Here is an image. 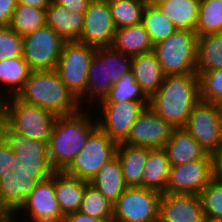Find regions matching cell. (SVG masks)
Masks as SVG:
<instances>
[{"instance_id":"obj_1","label":"cell","mask_w":222,"mask_h":222,"mask_svg":"<svg viewBox=\"0 0 222 222\" xmlns=\"http://www.w3.org/2000/svg\"><path fill=\"white\" fill-rule=\"evenodd\" d=\"M89 110L57 116L48 142L49 161L55 171H64L99 127L97 118L93 119L96 112Z\"/></svg>"},{"instance_id":"obj_2","label":"cell","mask_w":222,"mask_h":222,"mask_svg":"<svg viewBox=\"0 0 222 222\" xmlns=\"http://www.w3.org/2000/svg\"><path fill=\"white\" fill-rule=\"evenodd\" d=\"M200 101L199 76H165L157 92L149 98V107L173 128L185 127L192 109Z\"/></svg>"},{"instance_id":"obj_3","label":"cell","mask_w":222,"mask_h":222,"mask_svg":"<svg viewBox=\"0 0 222 222\" xmlns=\"http://www.w3.org/2000/svg\"><path fill=\"white\" fill-rule=\"evenodd\" d=\"M17 97L57 116L74 114L82 108L55 69L32 70Z\"/></svg>"},{"instance_id":"obj_4","label":"cell","mask_w":222,"mask_h":222,"mask_svg":"<svg viewBox=\"0 0 222 222\" xmlns=\"http://www.w3.org/2000/svg\"><path fill=\"white\" fill-rule=\"evenodd\" d=\"M54 172L52 166L22 165L9 148V167L0 177V215L15 214L36 184L51 177Z\"/></svg>"},{"instance_id":"obj_5","label":"cell","mask_w":222,"mask_h":222,"mask_svg":"<svg viewBox=\"0 0 222 222\" xmlns=\"http://www.w3.org/2000/svg\"><path fill=\"white\" fill-rule=\"evenodd\" d=\"M57 115L17 96L2 100V120L14 131L33 140L48 141Z\"/></svg>"},{"instance_id":"obj_6","label":"cell","mask_w":222,"mask_h":222,"mask_svg":"<svg viewBox=\"0 0 222 222\" xmlns=\"http://www.w3.org/2000/svg\"><path fill=\"white\" fill-rule=\"evenodd\" d=\"M197 41L195 32L177 29L153 46L165 76L196 74Z\"/></svg>"},{"instance_id":"obj_7","label":"cell","mask_w":222,"mask_h":222,"mask_svg":"<svg viewBox=\"0 0 222 222\" xmlns=\"http://www.w3.org/2000/svg\"><path fill=\"white\" fill-rule=\"evenodd\" d=\"M96 48L79 41H65L56 65L61 81L79 101L85 105L89 66Z\"/></svg>"},{"instance_id":"obj_8","label":"cell","mask_w":222,"mask_h":222,"mask_svg":"<svg viewBox=\"0 0 222 222\" xmlns=\"http://www.w3.org/2000/svg\"><path fill=\"white\" fill-rule=\"evenodd\" d=\"M161 193L144 187H127L113 204L112 222H159Z\"/></svg>"},{"instance_id":"obj_9","label":"cell","mask_w":222,"mask_h":222,"mask_svg":"<svg viewBox=\"0 0 222 222\" xmlns=\"http://www.w3.org/2000/svg\"><path fill=\"white\" fill-rule=\"evenodd\" d=\"M118 143L98 127L90 136L80 153L64 170L68 175L90 181L100 168L116 156Z\"/></svg>"},{"instance_id":"obj_10","label":"cell","mask_w":222,"mask_h":222,"mask_svg":"<svg viewBox=\"0 0 222 222\" xmlns=\"http://www.w3.org/2000/svg\"><path fill=\"white\" fill-rule=\"evenodd\" d=\"M94 111L99 127L117 143L123 142L139 115L149 106V101L99 102ZM98 108V109H97Z\"/></svg>"},{"instance_id":"obj_11","label":"cell","mask_w":222,"mask_h":222,"mask_svg":"<svg viewBox=\"0 0 222 222\" xmlns=\"http://www.w3.org/2000/svg\"><path fill=\"white\" fill-rule=\"evenodd\" d=\"M65 40L44 25L23 37V57L32 70L56 68Z\"/></svg>"},{"instance_id":"obj_12","label":"cell","mask_w":222,"mask_h":222,"mask_svg":"<svg viewBox=\"0 0 222 222\" xmlns=\"http://www.w3.org/2000/svg\"><path fill=\"white\" fill-rule=\"evenodd\" d=\"M14 215L27 222L63 221L65 215L55 196V172L51 177L36 184L27 200Z\"/></svg>"},{"instance_id":"obj_13","label":"cell","mask_w":222,"mask_h":222,"mask_svg":"<svg viewBox=\"0 0 222 222\" xmlns=\"http://www.w3.org/2000/svg\"><path fill=\"white\" fill-rule=\"evenodd\" d=\"M220 112V104L200 100L184 127L209 154L222 144Z\"/></svg>"},{"instance_id":"obj_14","label":"cell","mask_w":222,"mask_h":222,"mask_svg":"<svg viewBox=\"0 0 222 222\" xmlns=\"http://www.w3.org/2000/svg\"><path fill=\"white\" fill-rule=\"evenodd\" d=\"M116 30L108 2L92 0L84 13V26L78 41L94 48L109 47Z\"/></svg>"},{"instance_id":"obj_15","label":"cell","mask_w":222,"mask_h":222,"mask_svg":"<svg viewBox=\"0 0 222 222\" xmlns=\"http://www.w3.org/2000/svg\"><path fill=\"white\" fill-rule=\"evenodd\" d=\"M212 179V160H197L171 166L166 192L200 195Z\"/></svg>"},{"instance_id":"obj_16","label":"cell","mask_w":222,"mask_h":222,"mask_svg":"<svg viewBox=\"0 0 222 222\" xmlns=\"http://www.w3.org/2000/svg\"><path fill=\"white\" fill-rule=\"evenodd\" d=\"M172 130L173 127L148 106L134 122L122 143L150 149L164 148Z\"/></svg>"},{"instance_id":"obj_17","label":"cell","mask_w":222,"mask_h":222,"mask_svg":"<svg viewBox=\"0 0 222 222\" xmlns=\"http://www.w3.org/2000/svg\"><path fill=\"white\" fill-rule=\"evenodd\" d=\"M0 135L22 165L51 166L48 141L27 138L11 129L3 120L0 122Z\"/></svg>"},{"instance_id":"obj_18","label":"cell","mask_w":222,"mask_h":222,"mask_svg":"<svg viewBox=\"0 0 222 222\" xmlns=\"http://www.w3.org/2000/svg\"><path fill=\"white\" fill-rule=\"evenodd\" d=\"M200 195L162 193L159 222H203Z\"/></svg>"},{"instance_id":"obj_19","label":"cell","mask_w":222,"mask_h":222,"mask_svg":"<svg viewBox=\"0 0 222 222\" xmlns=\"http://www.w3.org/2000/svg\"><path fill=\"white\" fill-rule=\"evenodd\" d=\"M171 166L197 160H212L211 154L184 128H173L170 139L164 146Z\"/></svg>"},{"instance_id":"obj_20","label":"cell","mask_w":222,"mask_h":222,"mask_svg":"<svg viewBox=\"0 0 222 222\" xmlns=\"http://www.w3.org/2000/svg\"><path fill=\"white\" fill-rule=\"evenodd\" d=\"M46 25L51 27L65 41H78L84 26V13L54 4L45 9Z\"/></svg>"},{"instance_id":"obj_21","label":"cell","mask_w":222,"mask_h":222,"mask_svg":"<svg viewBox=\"0 0 222 222\" xmlns=\"http://www.w3.org/2000/svg\"><path fill=\"white\" fill-rule=\"evenodd\" d=\"M131 71L136 82L149 98L157 92L165 78V74L153 51L134 56Z\"/></svg>"},{"instance_id":"obj_22","label":"cell","mask_w":222,"mask_h":222,"mask_svg":"<svg viewBox=\"0 0 222 222\" xmlns=\"http://www.w3.org/2000/svg\"><path fill=\"white\" fill-rule=\"evenodd\" d=\"M90 182L55 171V196L64 215L79 210L86 186Z\"/></svg>"},{"instance_id":"obj_23","label":"cell","mask_w":222,"mask_h":222,"mask_svg":"<svg viewBox=\"0 0 222 222\" xmlns=\"http://www.w3.org/2000/svg\"><path fill=\"white\" fill-rule=\"evenodd\" d=\"M125 185L127 187H142V173L148 159V148L118 143L116 150Z\"/></svg>"},{"instance_id":"obj_24","label":"cell","mask_w":222,"mask_h":222,"mask_svg":"<svg viewBox=\"0 0 222 222\" xmlns=\"http://www.w3.org/2000/svg\"><path fill=\"white\" fill-rule=\"evenodd\" d=\"M31 72L24 57L0 60V99L17 96Z\"/></svg>"},{"instance_id":"obj_25","label":"cell","mask_w":222,"mask_h":222,"mask_svg":"<svg viewBox=\"0 0 222 222\" xmlns=\"http://www.w3.org/2000/svg\"><path fill=\"white\" fill-rule=\"evenodd\" d=\"M111 87L112 83L108 80L106 59L96 50L90 61L85 90V106L83 108L91 109L93 106L95 107L101 100L105 99Z\"/></svg>"},{"instance_id":"obj_26","label":"cell","mask_w":222,"mask_h":222,"mask_svg":"<svg viewBox=\"0 0 222 222\" xmlns=\"http://www.w3.org/2000/svg\"><path fill=\"white\" fill-rule=\"evenodd\" d=\"M170 168L164 148H148V159L142 173V187L165 193Z\"/></svg>"},{"instance_id":"obj_27","label":"cell","mask_w":222,"mask_h":222,"mask_svg":"<svg viewBox=\"0 0 222 222\" xmlns=\"http://www.w3.org/2000/svg\"><path fill=\"white\" fill-rule=\"evenodd\" d=\"M89 182L113 204L127 188L117 156L104 164Z\"/></svg>"},{"instance_id":"obj_28","label":"cell","mask_w":222,"mask_h":222,"mask_svg":"<svg viewBox=\"0 0 222 222\" xmlns=\"http://www.w3.org/2000/svg\"><path fill=\"white\" fill-rule=\"evenodd\" d=\"M112 47L132 57L153 51V44L142 23L117 29Z\"/></svg>"},{"instance_id":"obj_29","label":"cell","mask_w":222,"mask_h":222,"mask_svg":"<svg viewBox=\"0 0 222 222\" xmlns=\"http://www.w3.org/2000/svg\"><path fill=\"white\" fill-rule=\"evenodd\" d=\"M200 0H168L157 7L177 29L195 32Z\"/></svg>"},{"instance_id":"obj_30","label":"cell","mask_w":222,"mask_h":222,"mask_svg":"<svg viewBox=\"0 0 222 222\" xmlns=\"http://www.w3.org/2000/svg\"><path fill=\"white\" fill-rule=\"evenodd\" d=\"M222 68V32L198 37L196 71Z\"/></svg>"},{"instance_id":"obj_31","label":"cell","mask_w":222,"mask_h":222,"mask_svg":"<svg viewBox=\"0 0 222 222\" xmlns=\"http://www.w3.org/2000/svg\"><path fill=\"white\" fill-rule=\"evenodd\" d=\"M141 23L148 32L153 46L177 30L157 6H145Z\"/></svg>"},{"instance_id":"obj_32","label":"cell","mask_w":222,"mask_h":222,"mask_svg":"<svg viewBox=\"0 0 222 222\" xmlns=\"http://www.w3.org/2000/svg\"><path fill=\"white\" fill-rule=\"evenodd\" d=\"M222 32V0H200L195 33L198 37Z\"/></svg>"},{"instance_id":"obj_33","label":"cell","mask_w":222,"mask_h":222,"mask_svg":"<svg viewBox=\"0 0 222 222\" xmlns=\"http://www.w3.org/2000/svg\"><path fill=\"white\" fill-rule=\"evenodd\" d=\"M108 4L116 29L142 22L145 5L141 0H110Z\"/></svg>"},{"instance_id":"obj_34","label":"cell","mask_w":222,"mask_h":222,"mask_svg":"<svg viewBox=\"0 0 222 222\" xmlns=\"http://www.w3.org/2000/svg\"><path fill=\"white\" fill-rule=\"evenodd\" d=\"M45 24V9L17 4L9 26L24 37Z\"/></svg>"},{"instance_id":"obj_35","label":"cell","mask_w":222,"mask_h":222,"mask_svg":"<svg viewBox=\"0 0 222 222\" xmlns=\"http://www.w3.org/2000/svg\"><path fill=\"white\" fill-rule=\"evenodd\" d=\"M78 211L98 220H113V203L90 183L86 186Z\"/></svg>"},{"instance_id":"obj_36","label":"cell","mask_w":222,"mask_h":222,"mask_svg":"<svg viewBox=\"0 0 222 222\" xmlns=\"http://www.w3.org/2000/svg\"><path fill=\"white\" fill-rule=\"evenodd\" d=\"M149 101L130 71L112 85L109 94L100 102Z\"/></svg>"},{"instance_id":"obj_37","label":"cell","mask_w":222,"mask_h":222,"mask_svg":"<svg viewBox=\"0 0 222 222\" xmlns=\"http://www.w3.org/2000/svg\"><path fill=\"white\" fill-rule=\"evenodd\" d=\"M200 198L205 219L222 222V180L213 178L200 193Z\"/></svg>"},{"instance_id":"obj_38","label":"cell","mask_w":222,"mask_h":222,"mask_svg":"<svg viewBox=\"0 0 222 222\" xmlns=\"http://www.w3.org/2000/svg\"><path fill=\"white\" fill-rule=\"evenodd\" d=\"M96 50L106 59L108 80L112 85L131 71L132 56L125 55L112 46L96 48Z\"/></svg>"},{"instance_id":"obj_39","label":"cell","mask_w":222,"mask_h":222,"mask_svg":"<svg viewBox=\"0 0 222 222\" xmlns=\"http://www.w3.org/2000/svg\"><path fill=\"white\" fill-rule=\"evenodd\" d=\"M199 76L200 100L222 103V68L212 71H196Z\"/></svg>"},{"instance_id":"obj_40","label":"cell","mask_w":222,"mask_h":222,"mask_svg":"<svg viewBox=\"0 0 222 222\" xmlns=\"http://www.w3.org/2000/svg\"><path fill=\"white\" fill-rule=\"evenodd\" d=\"M23 57V37L10 26L0 27V60Z\"/></svg>"},{"instance_id":"obj_41","label":"cell","mask_w":222,"mask_h":222,"mask_svg":"<svg viewBox=\"0 0 222 222\" xmlns=\"http://www.w3.org/2000/svg\"><path fill=\"white\" fill-rule=\"evenodd\" d=\"M17 4V0H0V27L10 25Z\"/></svg>"},{"instance_id":"obj_42","label":"cell","mask_w":222,"mask_h":222,"mask_svg":"<svg viewBox=\"0 0 222 222\" xmlns=\"http://www.w3.org/2000/svg\"><path fill=\"white\" fill-rule=\"evenodd\" d=\"M54 4L73 10L77 13H85L92 0H51Z\"/></svg>"},{"instance_id":"obj_43","label":"cell","mask_w":222,"mask_h":222,"mask_svg":"<svg viewBox=\"0 0 222 222\" xmlns=\"http://www.w3.org/2000/svg\"><path fill=\"white\" fill-rule=\"evenodd\" d=\"M213 178L222 180V144L211 154Z\"/></svg>"},{"instance_id":"obj_44","label":"cell","mask_w":222,"mask_h":222,"mask_svg":"<svg viewBox=\"0 0 222 222\" xmlns=\"http://www.w3.org/2000/svg\"><path fill=\"white\" fill-rule=\"evenodd\" d=\"M9 167V147L0 135V177L6 172Z\"/></svg>"},{"instance_id":"obj_45","label":"cell","mask_w":222,"mask_h":222,"mask_svg":"<svg viewBox=\"0 0 222 222\" xmlns=\"http://www.w3.org/2000/svg\"><path fill=\"white\" fill-rule=\"evenodd\" d=\"M63 221L64 222H112V221L98 220L88 215L82 214L79 211L66 214L64 216Z\"/></svg>"},{"instance_id":"obj_46","label":"cell","mask_w":222,"mask_h":222,"mask_svg":"<svg viewBox=\"0 0 222 222\" xmlns=\"http://www.w3.org/2000/svg\"><path fill=\"white\" fill-rule=\"evenodd\" d=\"M50 2L51 0H17L18 4H24L38 9H46Z\"/></svg>"},{"instance_id":"obj_47","label":"cell","mask_w":222,"mask_h":222,"mask_svg":"<svg viewBox=\"0 0 222 222\" xmlns=\"http://www.w3.org/2000/svg\"><path fill=\"white\" fill-rule=\"evenodd\" d=\"M1 222H25V221L21 220L14 214H8V215H1Z\"/></svg>"},{"instance_id":"obj_48","label":"cell","mask_w":222,"mask_h":222,"mask_svg":"<svg viewBox=\"0 0 222 222\" xmlns=\"http://www.w3.org/2000/svg\"><path fill=\"white\" fill-rule=\"evenodd\" d=\"M145 6H158L168 0H141Z\"/></svg>"},{"instance_id":"obj_49","label":"cell","mask_w":222,"mask_h":222,"mask_svg":"<svg viewBox=\"0 0 222 222\" xmlns=\"http://www.w3.org/2000/svg\"><path fill=\"white\" fill-rule=\"evenodd\" d=\"M2 120V100L0 99V122Z\"/></svg>"},{"instance_id":"obj_50","label":"cell","mask_w":222,"mask_h":222,"mask_svg":"<svg viewBox=\"0 0 222 222\" xmlns=\"http://www.w3.org/2000/svg\"><path fill=\"white\" fill-rule=\"evenodd\" d=\"M220 125H221V133H222V110L220 112Z\"/></svg>"},{"instance_id":"obj_51","label":"cell","mask_w":222,"mask_h":222,"mask_svg":"<svg viewBox=\"0 0 222 222\" xmlns=\"http://www.w3.org/2000/svg\"><path fill=\"white\" fill-rule=\"evenodd\" d=\"M203 222H216V221H211V220L205 219Z\"/></svg>"}]
</instances>
